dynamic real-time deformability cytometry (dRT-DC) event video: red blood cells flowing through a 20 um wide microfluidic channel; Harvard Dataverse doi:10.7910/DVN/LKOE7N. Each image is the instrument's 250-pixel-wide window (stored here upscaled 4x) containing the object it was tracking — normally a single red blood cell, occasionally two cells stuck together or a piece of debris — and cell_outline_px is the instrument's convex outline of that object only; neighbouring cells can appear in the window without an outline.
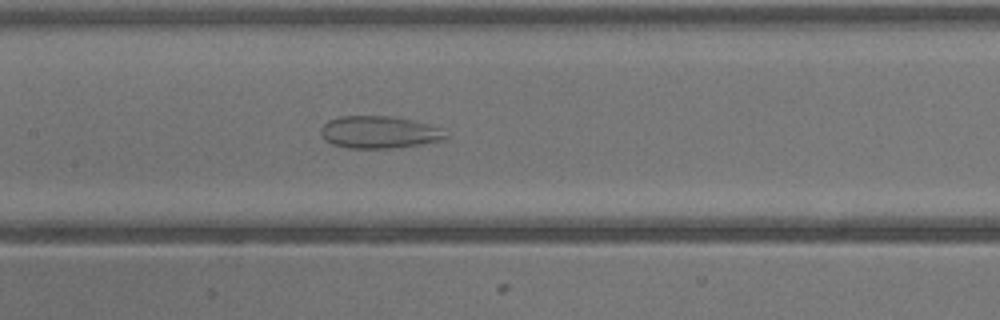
{"species": "common noctule bat (a hibernating species)", "species_latin": "Nyctalus noctula", "temperature_condition": "warm", "stored_images_in_passage": 28, "camera_frame_rate_fps": 3000, "um_per_image_px": 0.085, "animal": {"sex": "male", "body_mass_g": 13.3}, "frame": {"image": 1, "passage_image": 7, "time_ms": 2.0, "image_size_px": [1000, 320], "cell_outline_px": [[448, 136], [444, 140], [420, 144], [392, 148], [348, 148], [332, 144], [324, 140], [320, 132], [320, 128], [328, 120], [340, 116], [396, 116], [444, 128]], "centroid_in_image_um": [32.24, 11.23], "position_along_channel_um": 175.2, "area_um2": 23.76}}
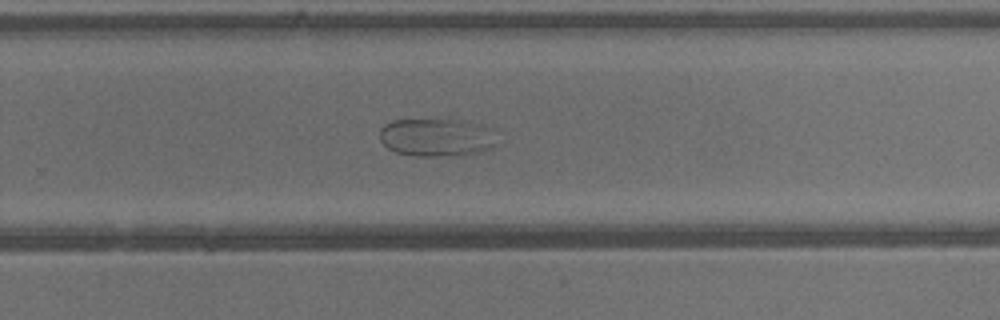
{"frame": {"image": 2, "passage_image": 14, "time_ms": 4.333, "image_size_px": [1000, 320], "cell_outline_px": [[496, 144], [492, 148], [480, 152], [448, 156], [416, 156], [396, 152], [388, 148], [380, 140], [380, 128], [384, 124], [392, 120], [456, 120], [468, 124]], "centroid_in_image_um": [36.83, 11.72], "position_along_channel_um": 293.0, "area_um2": 24.28}}
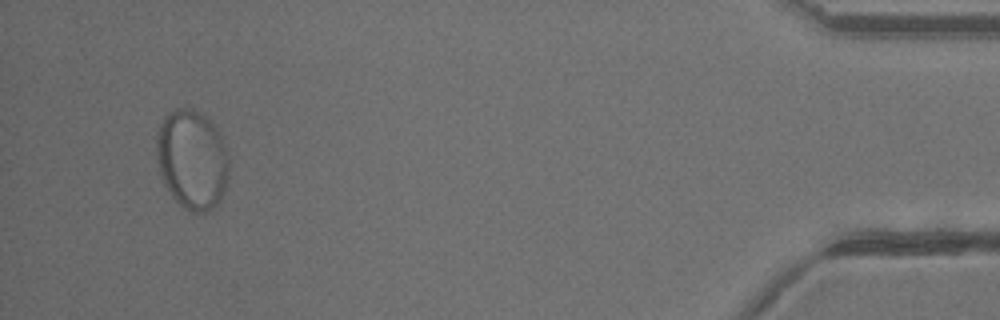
{"frame": {"image": 3, "passage_image": 26, "time_ms": 8.333, "image_size_px": [1000, 320], "cell_outline_px": [[228, 180], [224, 192], [220, 200], [208, 212], [188, 212], [172, 196], [164, 184], [160, 172], [156, 156], [156, 144], [160, 124], [164, 116], [168, 112], [176, 108], [192, 108], [204, 116], [220, 132], [224, 144], [228, 160]], "centroid_in_image_um": [16.32, 13.57], "position_along_channel_um": 418.9, "area_um2": 42.08}}